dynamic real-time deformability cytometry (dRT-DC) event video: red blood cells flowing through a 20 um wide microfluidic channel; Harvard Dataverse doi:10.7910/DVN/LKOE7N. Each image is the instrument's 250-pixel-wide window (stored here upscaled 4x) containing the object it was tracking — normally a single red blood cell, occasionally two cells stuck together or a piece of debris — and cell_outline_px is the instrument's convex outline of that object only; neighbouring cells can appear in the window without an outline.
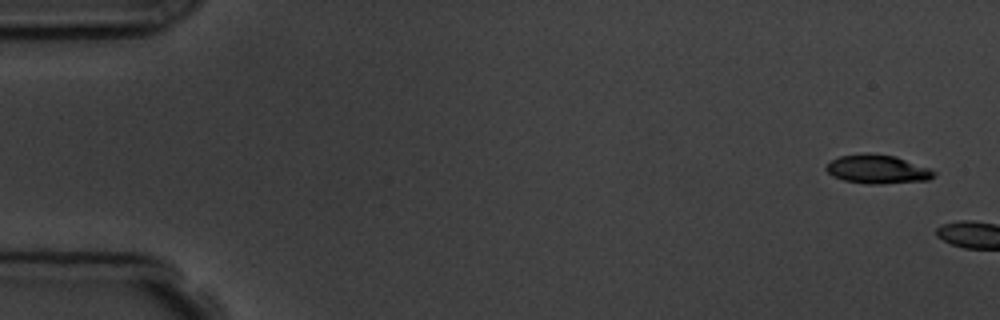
{"species": "common noctule bat (a hibernating species)", "species_latin": "Nyctalus noctula", "temperature_condition": "room temperature", "stored_images_in_passage": 2, "camera_frame_rate_fps": 3000, "um_per_image_px": 0.085, "animal": {"sex": "male", "body_mass_g": 19.5, "forearm_length_mm": 54.6}, "frame": {"image": 1, "passage_image": 1, "time_ms": 0.0, "image_size_px": [1000, 320], "cell_outline_px": [[936, 176], [928, 180], [880, 184], [868, 184], [844, 180], [832, 176], [824, 168], [832, 160], [840, 156], [868, 152], [896, 156], [928, 168], [936, 172]], "centroid_in_image_um": [74.58, 14.38], "position_along_channel_um": 10.4, "area_um2": 18.09}}